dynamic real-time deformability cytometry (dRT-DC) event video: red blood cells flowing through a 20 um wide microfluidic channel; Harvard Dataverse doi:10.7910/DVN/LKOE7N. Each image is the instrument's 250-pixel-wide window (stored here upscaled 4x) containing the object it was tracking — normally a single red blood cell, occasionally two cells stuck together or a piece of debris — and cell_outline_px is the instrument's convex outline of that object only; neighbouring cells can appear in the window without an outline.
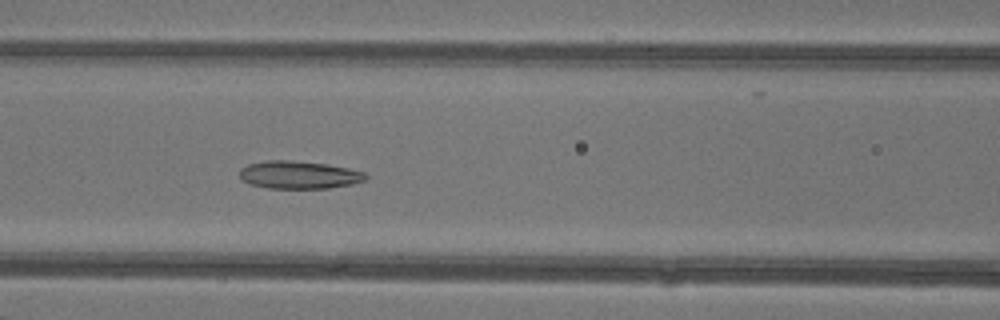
{"species": "common noctule bat (a hibernating species)", "species_latin": "Nyctalus noctula", "temperature_condition": "warm", "stored_images_in_passage": 35, "camera_frame_rate_fps": 3000, "um_per_image_px": 0.085, "animal": {"sex": "female"}, "frame": {"image": 1, "passage_image": 8, "time_ms": 2.333, "image_size_px": [1000, 320], "cell_outline_px": [[368, 176], [364, 180], [352, 184], [328, 188], [268, 188], [248, 184], [240, 176], [240, 168], [248, 164], [268, 160], [288, 160], [328, 164], [348, 168], [364, 172]], "centroid_in_image_um": [25.4, 14.86], "position_along_channel_um": 141.2, "area_um2": 20.35}}
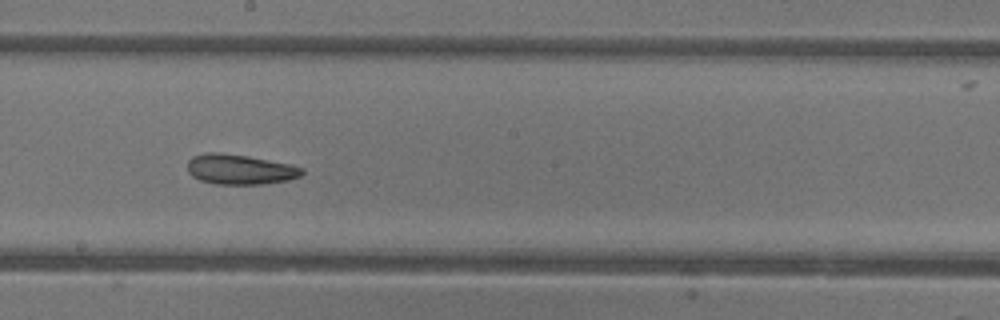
{"frame": {"image": 2, "passage_image": 14, "time_ms": 4.333, "image_size_px": [1000, 320], "cell_outline_px": [[304, 172], [300, 176], [288, 180], [264, 184], [216, 184], [200, 180], [192, 176], [188, 172], [188, 160], [192, 156], [208, 152], [216, 152], [248, 156], [292, 164], [304, 168]], "centroid_in_image_um": [20.41, 14.39], "position_along_channel_um": 227.8, "area_um2": 20.17}}
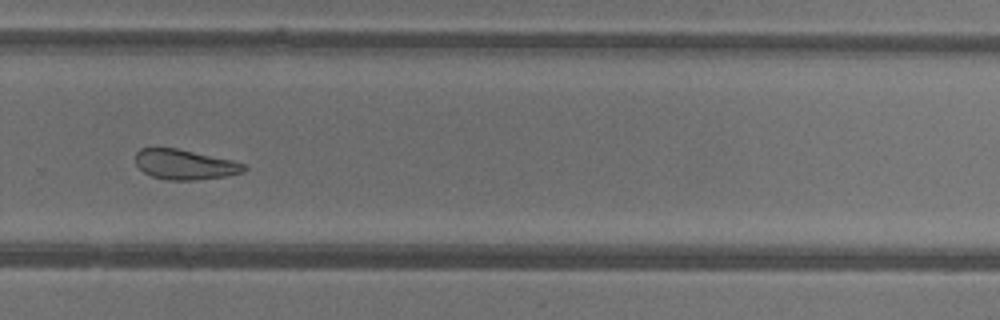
{"frame": {"image": 3, "passage_image": 20, "time_ms": 6.333, "image_size_px": [1000, 320], "cell_outline_px": [[248, 168], [244, 172], [228, 176], [192, 180], [168, 180], [152, 176], [144, 172], [136, 164], [136, 152], [140, 148], [176, 148], [232, 160], [244, 164]], "centroid_in_image_um": [15.72, 13.99], "position_along_channel_um": 314.1, "area_um2": 18.9}, "authors_computed_cell_mechanics": {"area_um2": 20.5768, "velocity_mm_per_s": 4.3476, "shape_relaxation_time_tau1_ms": 10.0631, "shape_relaxation_time_tau2_ms": 3.4164, "deformation_change_tau1": 0.2393, "deformation_change_tau2": 0.1161}}